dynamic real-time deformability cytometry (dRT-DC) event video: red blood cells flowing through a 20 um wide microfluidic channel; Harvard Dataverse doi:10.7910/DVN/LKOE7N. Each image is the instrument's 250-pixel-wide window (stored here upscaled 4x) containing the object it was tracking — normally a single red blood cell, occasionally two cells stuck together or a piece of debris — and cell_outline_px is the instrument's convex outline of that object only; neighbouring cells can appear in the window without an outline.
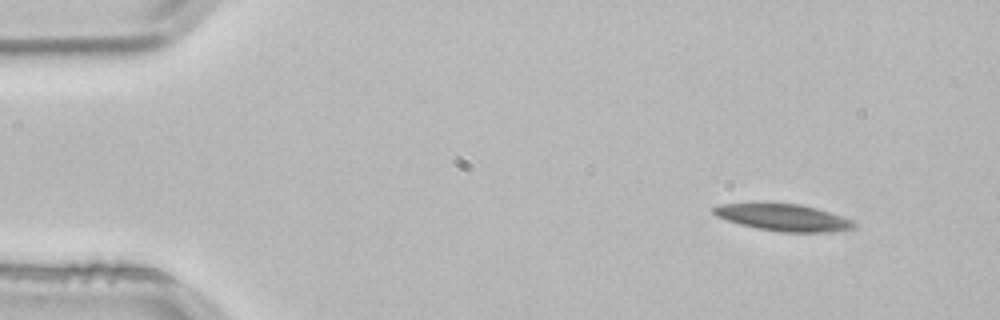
{"species": "common noctule bat (a hibernating species)", "species_latin": "Nyctalus noctula", "temperature_condition": "room temperature", "stored_images_in_passage": 3, "camera_frame_rate_fps": 3000, "um_per_image_px": 0.085, "animal": {"sex": "male", "body_mass_g": 21.5, "forearm_length_mm": 52.0}, "frame": {"image": 1, "passage_image": 1, "time_ms": 0.0, "image_size_px": [1000, 320], "cell_outline_px": [[856, 228], [832, 232], [780, 232], [756, 228], [740, 224], [716, 216], [712, 212], [712, 208], [720, 204], [752, 200], [768, 200], [800, 204], [816, 208], [852, 220], [856, 224]], "centroid_in_image_um": [66.49, 18.43], "position_along_channel_um": 18.5, "area_um2": 23.06}}
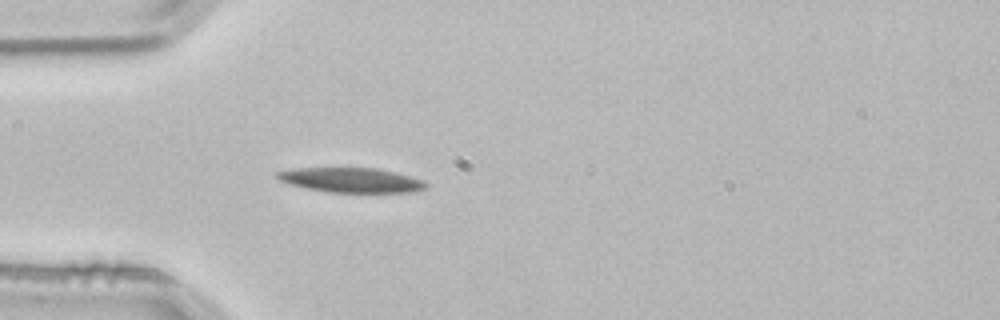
{"frame": {"image": 2, "passage_image": 3, "time_ms": 0.667, "image_size_px": [1000, 320], "cell_outline_px": [[428, 188], [412, 192], [328, 192], [288, 184], [280, 180], [276, 176], [276, 172], [292, 168], [376, 168], [412, 176], [424, 180], [428, 184]], "centroid_in_image_um": [29.88, 15.3], "position_along_channel_um": 55.1, "area_um2": 21.44}}